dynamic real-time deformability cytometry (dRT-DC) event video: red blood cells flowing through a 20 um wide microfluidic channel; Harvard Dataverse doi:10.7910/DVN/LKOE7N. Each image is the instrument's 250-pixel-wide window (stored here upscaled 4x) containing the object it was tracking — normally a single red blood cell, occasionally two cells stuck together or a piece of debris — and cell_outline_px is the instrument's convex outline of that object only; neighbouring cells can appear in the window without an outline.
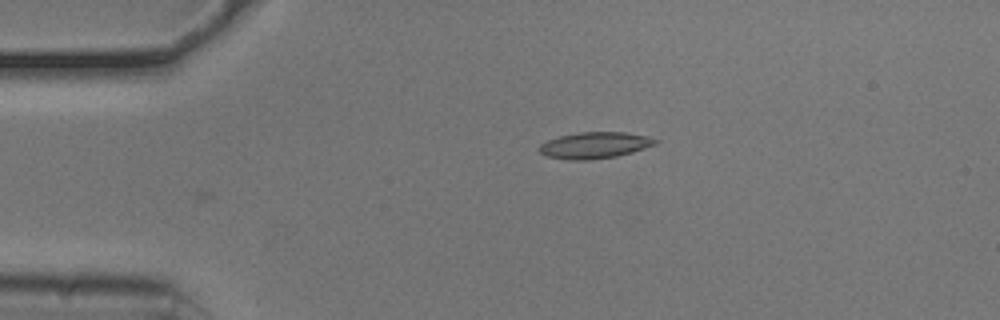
{"species": "common noctule bat (a hibernating species)", "species_latin": "Nyctalus noctula", "temperature_condition": "cold", "stored_images_in_passage": 43, "camera_frame_rate_fps": 3000, "um_per_image_px": 0.085, "animal": {"sex": "male", "body_mass_g": 20.5, "forearm_length_mm": 52.5}, "frame": {"image": 1, "passage_image": 1, "time_ms": 0.0, "image_size_px": [1000, 320], "cell_outline_px": [[660, 140], [656, 144], [632, 152], [616, 156], [588, 160], [568, 160], [548, 156], [540, 152], [536, 148], [540, 144], [548, 140], [560, 136], [580, 132], [624, 132], [644, 136]], "centroid_in_image_um": [50.52, 12.35], "position_along_channel_um": 34.5, "area_um2": 17.69}}
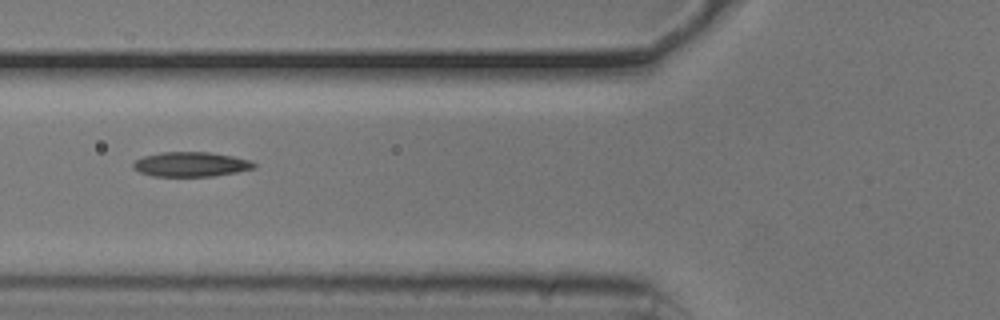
{"frame": {"image": 2, "passage_image": 10, "time_ms": 3.0, "image_size_px": [1000, 320], "cell_outline_px": [[256, 168], [236, 172], [212, 176], [152, 176], [140, 172], [132, 168], [132, 164], [136, 160], [144, 156], [160, 152], [208, 152], [232, 156], [252, 160], [256, 164]], "centroid_in_image_um": [16.23, 13.96], "position_along_channel_um": 109.6, "area_um2": 17.4}}
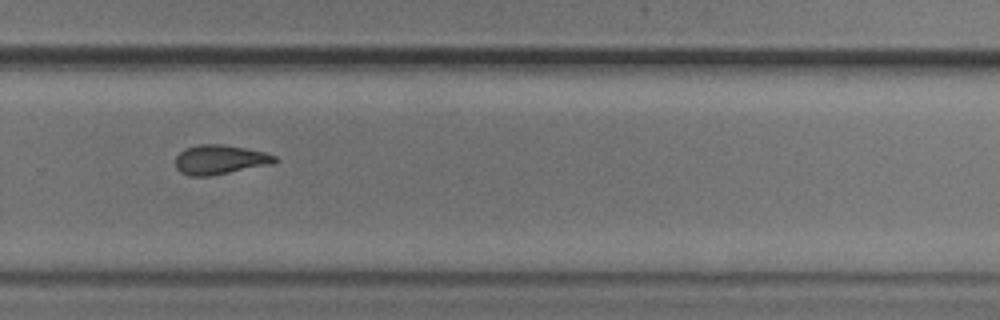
{"frame": {"image": 3, "passage_image": 26, "time_ms": 8.333, "image_size_px": [1000, 320], "cell_outline_px": [[280, 160], [272, 164], [208, 176], [192, 176], [180, 172], [176, 168], [176, 156], [180, 152], [188, 148], [200, 144], [224, 144], [264, 152], [276, 156]], "centroid_in_image_um": [18.71, 13.57], "position_along_channel_um": 311.1, "area_um2": 16.88}, "authors_computed_cell_mechanics": {"area_um2": 16.7042, "velocity_mm_per_s": 3.7794, "shape_relaxation_time_tau1_ms": 8.529, "shape_relaxation_time_tau2_ms": 10.9775, "deformation_change_tau1": 0.1957, "deformation_change_tau2": 0.2143}}